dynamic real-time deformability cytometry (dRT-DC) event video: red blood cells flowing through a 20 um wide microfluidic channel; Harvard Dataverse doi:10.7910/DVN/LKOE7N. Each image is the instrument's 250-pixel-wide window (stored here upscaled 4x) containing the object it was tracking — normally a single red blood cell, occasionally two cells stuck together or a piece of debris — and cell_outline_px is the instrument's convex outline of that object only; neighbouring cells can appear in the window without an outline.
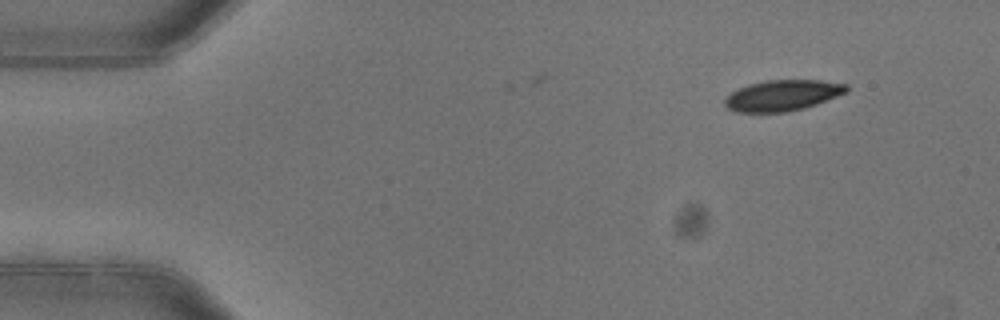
{"species": "common noctule bat (a hibernating species)", "species_latin": "Nyctalus noctula", "temperature_condition": "warm", "stored_images_in_passage": 3, "camera_frame_rate_fps": 3000, "um_per_image_px": 0.085, "animal": {"sex": "female"}, "frame": {"image": 1, "passage_image": 1, "time_ms": 0.0, "image_size_px": [1000, 320], "cell_outline_px": [[848, 92], [816, 104], [804, 108], [784, 112], [736, 112], [728, 108], [724, 104], [724, 100], [732, 92], [748, 84], [764, 80], [820, 80], [848, 84]], "centroid_in_image_um": [66.53, 8.1], "position_along_channel_um": 18.5, "area_um2": 21.85}}
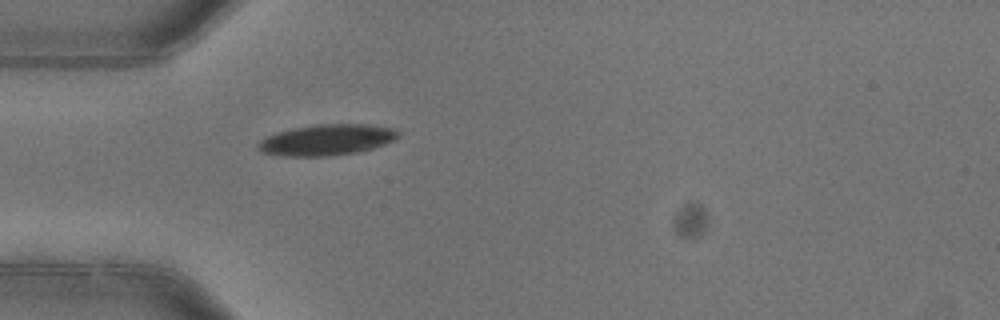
{"frame": {"image": 2, "passage_image": 3, "time_ms": 0.667, "image_size_px": [1000, 320], "cell_outline_px": [[400, 136], [384, 144], [372, 148], [356, 152], [332, 156], [280, 156], [260, 152], [256, 148], [256, 144], [260, 140], [268, 136], [292, 128], [316, 124], [372, 124], [396, 128], [400, 132]], "centroid_in_image_um": [27.78, 11.88], "position_along_channel_um": 57.2, "area_um2": 25.49}}